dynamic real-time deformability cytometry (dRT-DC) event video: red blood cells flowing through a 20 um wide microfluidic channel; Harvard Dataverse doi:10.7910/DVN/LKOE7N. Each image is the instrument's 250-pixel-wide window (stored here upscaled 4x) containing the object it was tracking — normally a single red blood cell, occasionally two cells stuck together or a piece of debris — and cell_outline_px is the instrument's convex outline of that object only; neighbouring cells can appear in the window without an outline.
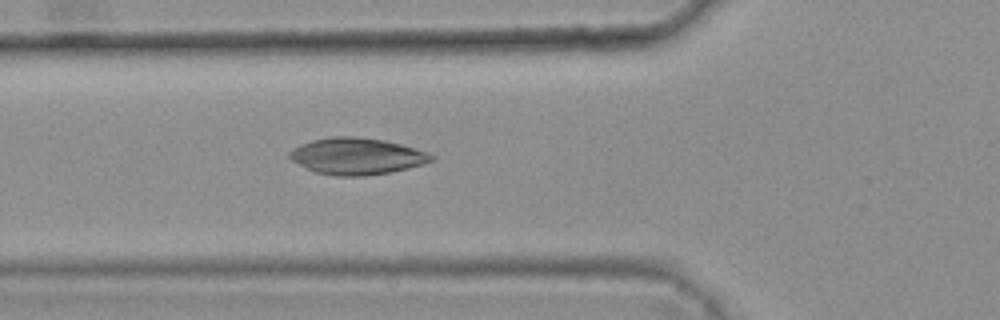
{"species": "common noctule bat (a hibernating species)", "species_latin": "Nyctalus noctula", "temperature_condition": "warm", "stored_images_in_passage": 5, "camera_frame_rate_fps": 3000, "um_per_image_px": 0.085, "animal": {"sex": "female", "body_mass_g": 25.1}, "frame": {"image": 1, "passage_image": 5, "time_ms": 1.333, "image_size_px": [1000, 320], "cell_outline_px": [[436, 156], [432, 160], [408, 168], [392, 172], [364, 176], [336, 176], [316, 172], [292, 160], [288, 156], [288, 152], [292, 148], [300, 144], [312, 140], [332, 136], [352, 136], [384, 140], [400, 144], [428, 152]], "centroid_in_image_um": [30.31, 13.27], "position_along_channel_um": 95.5, "area_um2": 30.11}}